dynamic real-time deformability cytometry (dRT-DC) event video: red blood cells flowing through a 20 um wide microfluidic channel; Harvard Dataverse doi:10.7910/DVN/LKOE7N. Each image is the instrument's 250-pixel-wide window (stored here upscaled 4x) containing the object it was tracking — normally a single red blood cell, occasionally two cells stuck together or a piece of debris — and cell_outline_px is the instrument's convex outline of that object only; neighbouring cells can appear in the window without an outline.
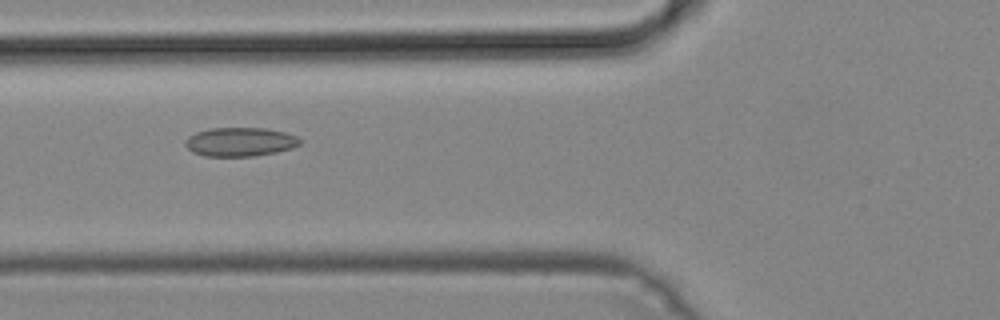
{"species": "common noctule bat (a hibernating species)", "species_latin": "Nyctalus noctula", "temperature_condition": "cold", "stored_images_in_passage": 31, "camera_frame_rate_fps": 3000, "um_per_image_px": 0.085, "animal": {"sex": "male", "body_mass_g": 19.2, "forearm_length_mm": 51.8}, "frame": {"image": 1, "passage_image": 3, "time_ms": 0.667, "image_size_px": [1000, 320], "cell_outline_px": [[304, 140], [300, 144], [292, 148], [276, 152], [252, 156], [204, 156], [192, 152], [184, 144], [184, 140], [188, 136], [196, 132], [208, 128], [264, 128], [284, 132], [296, 136]], "centroid_in_image_um": [20.39, 12.05], "position_along_channel_um": 105.4, "area_um2": 19.42}}
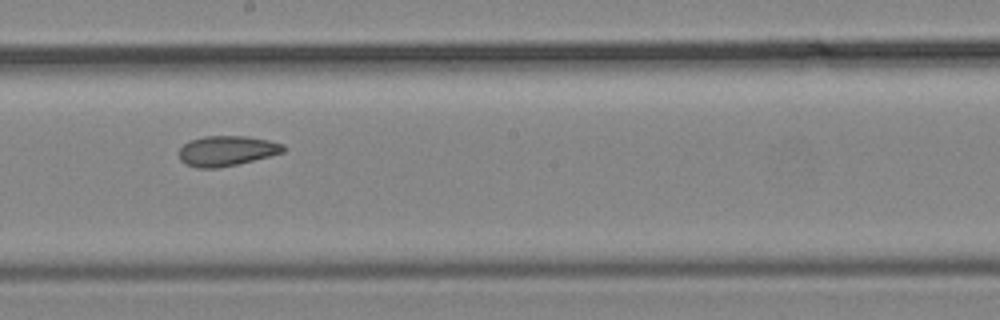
{"frame": {"image": 2, "passage_image": 12, "time_ms": 3.667, "image_size_px": [1000, 320], "cell_outline_px": [[288, 148], [284, 152], [236, 164], [216, 168], [196, 168], [184, 164], [180, 160], [180, 148], [188, 140], [204, 136], [248, 136], [268, 140], [284, 144]], "centroid_in_image_um": [19.26, 12.81], "position_along_channel_um": 228.9, "area_um2": 18.38}}
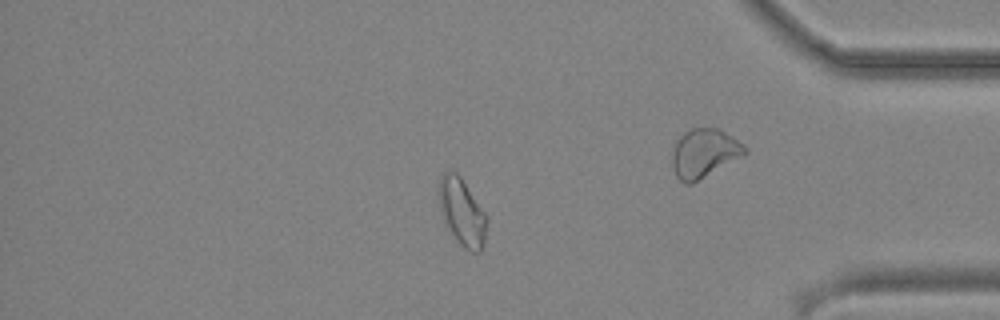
{"frame": {"image": 3, "passage_image": 23, "time_ms": 7.333, "image_size_px": [1000, 320], "cell_outline_px": [[488, 220], [484, 240], [480, 252], [472, 252], [464, 248], [456, 240], [444, 224], [440, 212], [436, 192], [436, 184], [440, 176], [444, 172], [456, 172], [460, 176], [484, 212]], "centroid_in_image_um": [39.2, 18.01], "position_along_channel_um": 396.0, "area_um2": 19.07}}